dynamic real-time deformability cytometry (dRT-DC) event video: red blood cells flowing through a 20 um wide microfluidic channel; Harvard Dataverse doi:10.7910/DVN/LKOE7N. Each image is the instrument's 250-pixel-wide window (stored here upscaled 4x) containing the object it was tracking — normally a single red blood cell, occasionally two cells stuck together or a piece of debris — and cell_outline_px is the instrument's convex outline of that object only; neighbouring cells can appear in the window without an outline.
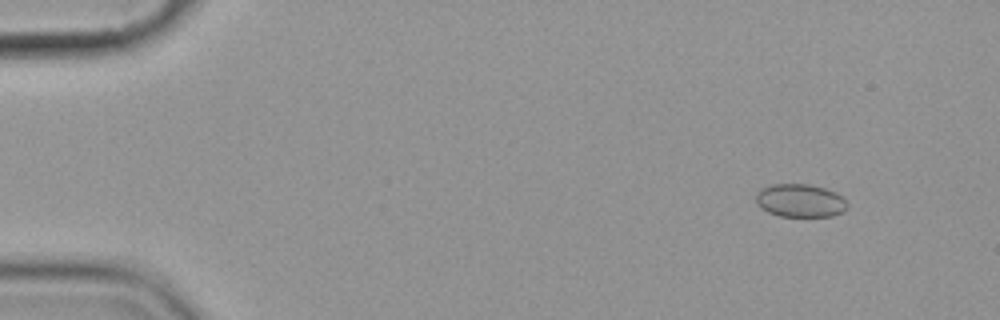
{"species": "common noctule bat (a hibernating species)", "species_latin": "Nyctalus noctula", "temperature_condition": "cold", "stored_images_in_passage": 4, "camera_frame_rate_fps": 3000, "um_per_image_px": 0.085, "animal": {"sex": "female", "body_mass_g": 19.9}, "frame": {"image": 1, "passage_image": 1, "time_ms": 0.0, "image_size_px": [1000, 320], "cell_outline_px": [[848, 208], [844, 212], [832, 216], [780, 216], [768, 212], [760, 208], [756, 204], [756, 192], [772, 184], [808, 184], [824, 188], [836, 192], [848, 204]], "centroid_in_image_um": [68.01, 17.06], "position_along_channel_um": 17.0, "area_um2": 17.69}}
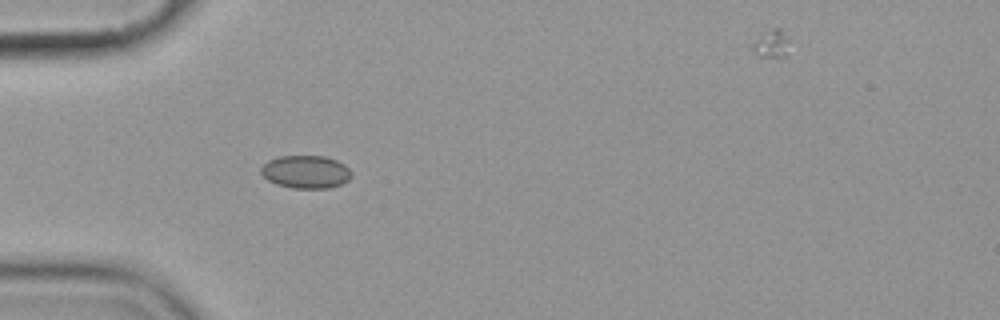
{"frame": {"image": 2, "passage_image": 4, "time_ms": 4.0, "image_size_px": [1000, 320], "cell_outline_px": [[352, 176], [348, 180], [340, 184], [328, 188], [292, 188], [276, 184], [268, 180], [260, 172], [260, 168], [268, 160], [280, 156], [324, 156], [336, 160], [344, 164], [352, 172]], "centroid_in_image_um": [25.99, 14.6], "position_along_channel_um": 59.0, "area_um2": 17.34}}